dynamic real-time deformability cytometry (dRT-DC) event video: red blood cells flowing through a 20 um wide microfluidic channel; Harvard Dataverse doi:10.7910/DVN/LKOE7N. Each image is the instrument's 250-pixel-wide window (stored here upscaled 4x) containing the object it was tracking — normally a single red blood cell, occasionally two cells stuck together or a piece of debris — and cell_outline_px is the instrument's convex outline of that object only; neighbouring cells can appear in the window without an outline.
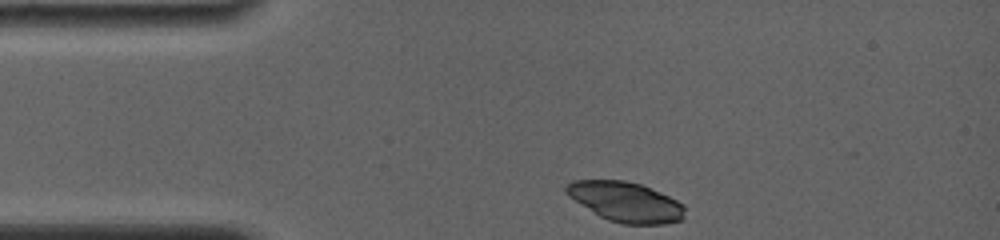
{"species": "common noctule bat (a hibernating species)", "species_latin": "Nyctalus noctula", "temperature_condition": "room temperature", "stored_images_in_passage": 7, "camera_frame_rate_fps": 4000, "um_per_image_px": 0.085, "animal": {"sex": "female", "body_mass_g": 19.0, "forearm_length_mm": 56.7}, "frame": {"image": 1, "passage_image": 1, "time_ms": 0.0, "image_size_px": [1000, 240], "cell_outline_px": [[684, 216], [680, 220], [668, 224], [624, 224], [608, 220], [600, 216], [568, 196], [564, 192], [564, 188], [572, 180], [624, 180], [640, 184], [660, 192], [684, 204]], "centroid_in_image_um": [53.18, 17.15], "position_along_channel_um": 31.8, "area_um2": 27.46}}